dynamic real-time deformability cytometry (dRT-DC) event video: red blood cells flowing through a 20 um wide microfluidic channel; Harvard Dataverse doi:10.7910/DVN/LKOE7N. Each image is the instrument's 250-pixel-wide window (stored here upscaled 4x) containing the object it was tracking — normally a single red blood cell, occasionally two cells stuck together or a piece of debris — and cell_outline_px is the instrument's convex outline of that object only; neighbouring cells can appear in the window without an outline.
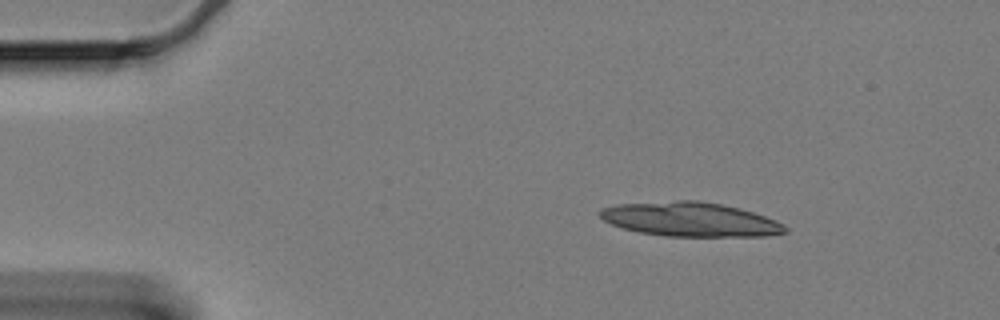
{"species": "Egyptian fruit bat (a non-hibernating species)", "species_latin": "Rousettus aegyptiacus", "temperature_condition": "cold", "stored_images_in_passage": 16, "camera_frame_rate_fps": 3000, "um_per_image_px": 0.085, "animal": {"sex": "female"}, "frame": {"image": 1, "passage_image": 1, "time_ms": 0.0, "image_size_px": [1000, 320], "cell_outline_px": [[788, 232], [764, 236], [664, 236], [640, 232], [624, 228], [612, 224], [604, 220], [600, 216], [600, 212], [604, 208], [616, 204], [676, 200], [700, 200], [740, 208], [776, 220], [784, 224], [788, 228]], "centroid_in_image_um": [58.7, 18.64], "position_along_channel_um": 26.3, "area_um2": 36.82}}